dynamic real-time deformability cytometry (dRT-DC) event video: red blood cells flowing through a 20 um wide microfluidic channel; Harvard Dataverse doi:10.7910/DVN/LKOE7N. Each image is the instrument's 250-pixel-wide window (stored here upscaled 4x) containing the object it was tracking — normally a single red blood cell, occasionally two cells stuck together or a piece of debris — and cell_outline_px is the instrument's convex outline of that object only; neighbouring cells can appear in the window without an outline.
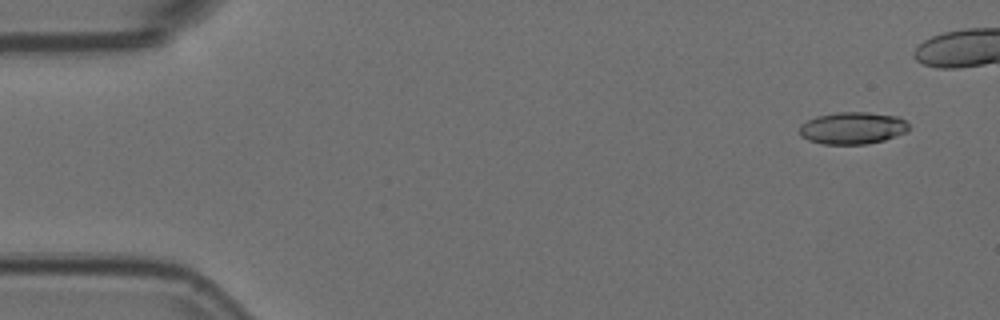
{"species": "Egyptian fruit bat (a non-hibernating species)", "species_latin": "Rousettus aegyptiacus", "temperature_condition": "room temperature", "stored_images_in_passage": 10, "camera_frame_rate_fps": 3000, "um_per_image_px": 0.085, "animal": {"sex": "female"}, "frame": {"image": 1, "passage_image": 2, "time_ms": 0.333, "image_size_px": [1000, 320], "cell_outline_px": [[908, 132], [884, 140], [868, 144], [824, 144], [808, 140], [800, 136], [800, 124], [816, 116], [836, 112], [868, 112], [900, 116], [908, 124]], "centroid_in_image_um": [72.48, 10.88], "position_along_channel_um": 12.5, "area_um2": 20.63}}
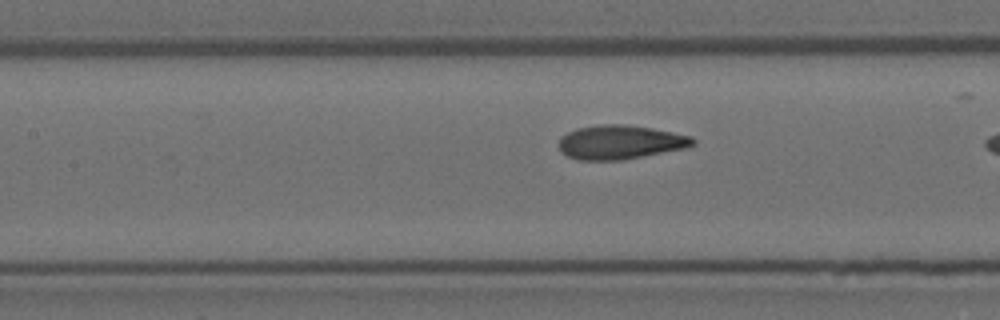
{"frame": {"image": 2, "passage_image": 9, "time_ms": 2.667, "image_size_px": [1000, 320], "cell_outline_px": [[696, 144], [684, 148], [620, 160], [580, 160], [568, 156], [560, 152], [560, 136], [576, 128], [600, 124], [624, 124], [652, 128], [692, 136], [696, 140]], "centroid_in_image_um": [52.71, 12.07], "position_along_channel_um": 154.7, "area_um2": 26.47}}